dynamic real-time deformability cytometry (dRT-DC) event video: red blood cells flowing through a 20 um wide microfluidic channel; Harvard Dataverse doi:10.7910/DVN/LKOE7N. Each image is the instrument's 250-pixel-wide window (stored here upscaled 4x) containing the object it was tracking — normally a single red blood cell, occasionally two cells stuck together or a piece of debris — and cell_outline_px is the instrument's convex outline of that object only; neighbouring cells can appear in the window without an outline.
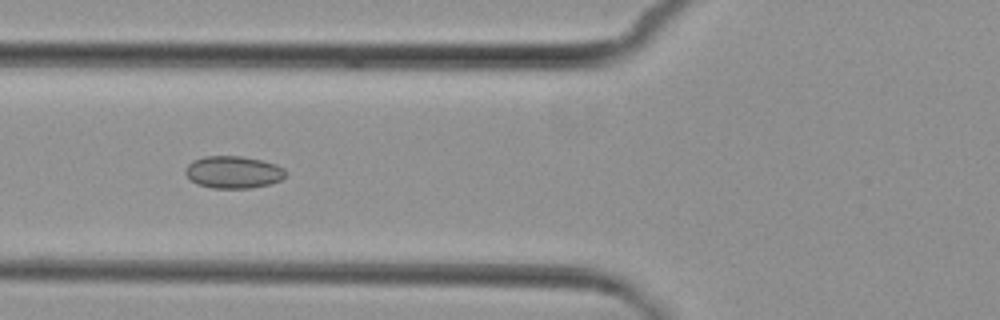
{"species": "common noctule bat (a hibernating species)", "species_latin": "Nyctalus noctula", "temperature_condition": "cold", "stored_images_in_passage": 7, "camera_frame_rate_fps": 3000, "um_per_image_px": 0.085, "animal": {"sex": "female", "body_mass_g": 29.2, "forearm_length_mm": 56.3}, "frame": {"image": 1, "passage_image": 5, "time_ms": 4.667, "image_size_px": [1000, 320], "cell_outline_px": [[288, 176], [272, 184], [252, 188], [212, 188], [196, 184], [184, 172], [184, 168], [192, 160], [204, 156], [240, 156], [260, 160], [276, 164], [284, 168], [288, 172]], "centroid_in_image_um": [19.86, 14.64], "position_along_channel_um": 105.9, "area_um2": 19.13}}
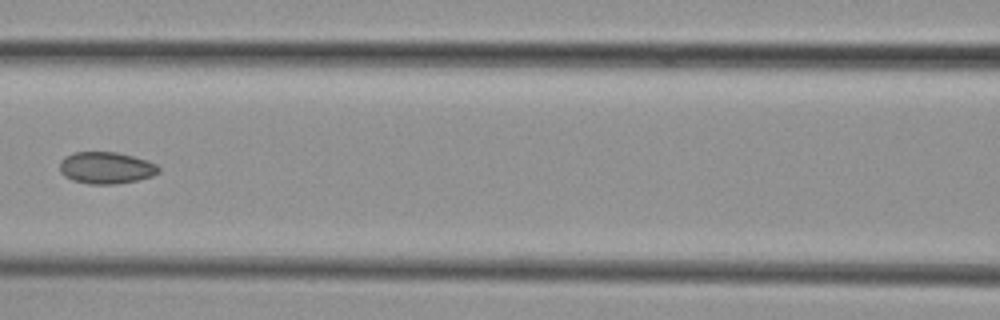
{"frame": {"image": 2, "passage_image": 6, "time_ms": 6.0, "image_size_px": [1000, 320], "cell_outline_px": [[160, 172], [152, 176], [136, 180], [116, 184], [88, 184], [72, 180], [64, 176], [60, 172], [60, 160], [64, 156], [72, 152], [116, 152], [148, 160], [156, 164], [160, 168]], "centroid_in_image_um": [9.0, 14.26], "position_along_channel_um": 157.6, "area_um2": 18.5}}
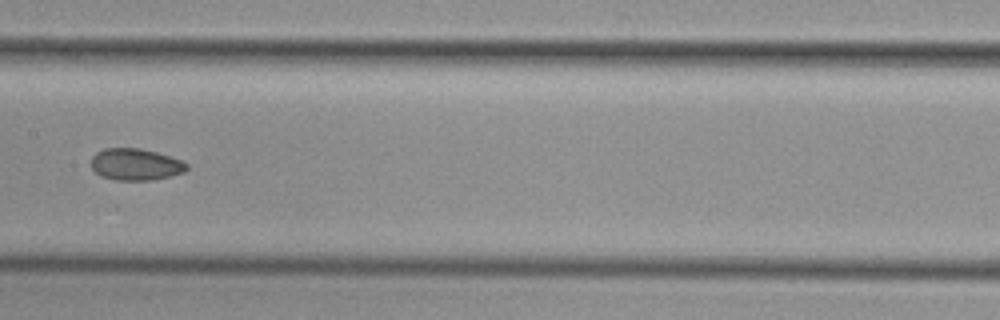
{"frame": {"image": 3, "passage_image": 7, "time_ms": 7.0, "image_size_px": [1000, 320], "cell_outline_px": [[188, 168], [184, 172], [152, 180], [116, 180], [100, 176], [92, 168], [92, 156], [96, 152], [104, 148], [140, 148], [156, 152], [180, 160], [188, 164]], "centroid_in_image_um": [11.5, 13.97], "position_along_channel_um": 195.9, "area_um2": 17.57}}